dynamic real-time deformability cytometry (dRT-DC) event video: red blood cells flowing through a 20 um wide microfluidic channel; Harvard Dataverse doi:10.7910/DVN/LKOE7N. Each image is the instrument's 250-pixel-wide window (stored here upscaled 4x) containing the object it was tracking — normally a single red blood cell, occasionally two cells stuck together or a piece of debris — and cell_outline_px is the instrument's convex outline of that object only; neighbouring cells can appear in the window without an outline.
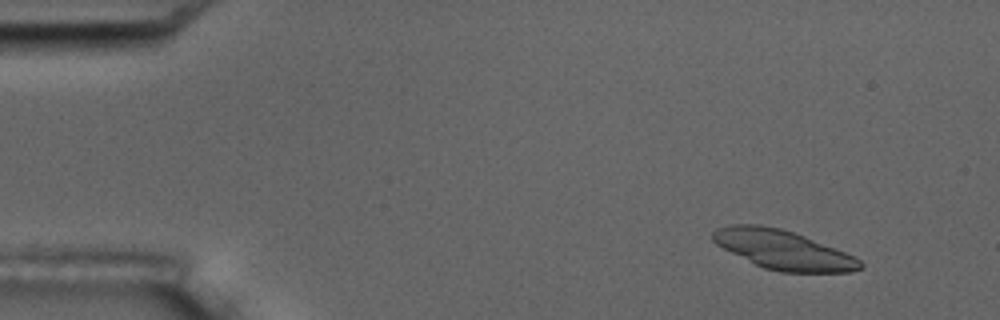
{"species": "common noctule bat (a hibernating species)", "species_latin": "Nyctalus noctula", "temperature_condition": "room temperature", "stored_images_in_passage": 4, "camera_frame_rate_fps": 3000, "um_per_image_px": 0.085, "animal": {"sex": "male", "body_mass_g": 17.5, "forearm_length_mm": 52.3}, "frame": {"image": 1, "passage_image": 1, "time_ms": 0.0, "image_size_px": [1000, 320], "cell_outline_px": [[864, 268], [852, 272], [780, 272], [764, 268], [716, 244], [712, 240], [712, 232], [716, 228], [732, 224], [756, 224], [780, 228], [804, 236], [844, 252], [860, 260], [864, 264]], "centroid_in_image_um": [66.57, 21.23], "position_along_channel_um": 18.4, "area_um2": 33.18}}